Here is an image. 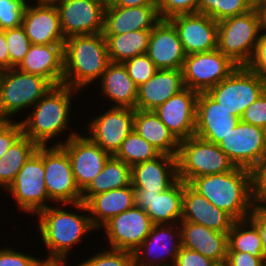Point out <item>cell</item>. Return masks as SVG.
Masks as SVG:
<instances>
[{
	"instance_id": "6da1fadb",
	"label": "cell",
	"mask_w": 266,
	"mask_h": 266,
	"mask_svg": "<svg viewBox=\"0 0 266 266\" xmlns=\"http://www.w3.org/2000/svg\"><path fill=\"white\" fill-rule=\"evenodd\" d=\"M79 93L80 91L63 84L53 86L28 111L29 115L26 114L27 117L23 116L20 120L23 134L38 146H61L78 134L82 130L74 129L73 125L71 126L73 124L71 119L72 115H75L72 109V104L76 100L74 96L80 97ZM62 135L66 138L62 139Z\"/></svg>"
},
{
	"instance_id": "7a4b0ae2",
	"label": "cell",
	"mask_w": 266,
	"mask_h": 266,
	"mask_svg": "<svg viewBox=\"0 0 266 266\" xmlns=\"http://www.w3.org/2000/svg\"><path fill=\"white\" fill-rule=\"evenodd\" d=\"M35 217L38 235L50 257H69L90 233L97 232L83 202L52 204Z\"/></svg>"
},
{
	"instance_id": "3957f363",
	"label": "cell",
	"mask_w": 266,
	"mask_h": 266,
	"mask_svg": "<svg viewBox=\"0 0 266 266\" xmlns=\"http://www.w3.org/2000/svg\"><path fill=\"white\" fill-rule=\"evenodd\" d=\"M63 85L85 92L98 83L110 63L103 33L74 35L65 39L63 46Z\"/></svg>"
},
{
	"instance_id": "277c9868",
	"label": "cell",
	"mask_w": 266,
	"mask_h": 266,
	"mask_svg": "<svg viewBox=\"0 0 266 266\" xmlns=\"http://www.w3.org/2000/svg\"><path fill=\"white\" fill-rule=\"evenodd\" d=\"M189 184L236 221L248 219L255 205L253 171L246 168L236 167L229 172L201 176Z\"/></svg>"
},
{
	"instance_id": "5b68a950",
	"label": "cell",
	"mask_w": 266,
	"mask_h": 266,
	"mask_svg": "<svg viewBox=\"0 0 266 266\" xmlns=\"http://www.w3.org/2000/svg\"><path fill=\"white\" fill-rule=\"evenodd\" d=\"M52 87L47 79L17 68L0 71V118L16 121V117L20 118L24 111L28 113L27 109H31Z\"/></svg>"
},
{
	"instance_id": "8992f818",
	"label": "cell",
	"mask_w": 266,
	"mask_h": 266,
	"mask_svg": "<svg viewBox=\"0 0 266 266\" xmlns=\"http://www.w3.org/2000/svg\"><path fill=\"white\" fill-rule=\"evenodd\" d=\"M176 157L178 179L185 183L201 176L229 172L236 168L218 144L195 135L180 141Z\"/></svg>"
},
{
	"instance_id": "52a82bcc",
	"label": "cell",
	"mask_w": 266,
	"mask_h": 266,
	"mask_svg": "<svg viewBox=\"0 0 266 266\" xmlns=\"http://www.w3.org/2000/svg\"><path fill=\"white\" fill-rule=\"evenodd\" d=\"M262 31L258 9L218 22V50L238 66L251 60Z\"/></svg>"
},
{
	"instance_id": "ba28073f",
	"label": "cell",
	"mask_w": 266,
	"mask_h": 266,
	"mask_svg": "<svg viewBox=\"0 0 266 266\" xmlns=\"http://www.w3.org/2000/svg\"><path fill=\"white\" fill-rule=\"evenodd\" d=\"M44 174V146H39L6 190V194L13 198L21 213H29L30 217H34L55 204L48 196Z\"/></svg>"
},
{
	"instance_id": "9c48e42d",
	"label": "cell",
	"mask_w": 266,
	"mask_h": 266,
	"mask_svg": "<svg viewBox=\"0 0 266 266\" xmlns=\"http://www.w3.org/2000/svg\"><path fill=\"white\" fill-rule=\"evenodd\" d=\"M266 90V79L238 66L226 79L206 93L231 114L241 118L243 112Z\"/></svg>"
},
{
	"instance_id": "30bf717a",
	"label": "cell",
	"mask_w": 266,
	"mask_h": 266,
	"mask_svg": "<svg viewBox=\"0 0 266 266\" xmlns=\"http://www.w3.org/2000/svg\"><path fill=\"white\" fill-rule=\"evenodd\" d=\"M238 67L218 49L186 56L182 75L186 88L198 93L209 89L226 79Z\"/></svg>"
},
{
	"instance_id": "8fae6325",
	"label": "cell",
	"mask_w": 266,
	"mask_h": 266,
	"mask_svg": "<svg viewBox=\"0 0 266 266\" xmlns=\"http://www.w3.org/2000/svg\"><path fill=\"white\" fill-rule=\"evenodd\" d=\"M104 109L101 114L86 118L89 122L82 131L105 152L115 155L133 130L135 109L110 106Z\"/></svg>"
},
{
	"instance_id": "7c38bea8",
	"label": "cell",
	"mask_w": 266,
	"mask_h": 266,
	"mask_svg": "<svg viewBox=\"0 0 266 266\" xmlns=\"http://www.w3.org/2000/svg\"><path fill=\"white\" fill-rule=\"evenodd\" d=\"M218 146L236 167L253 171L266 156V129L240 121Z\"/></svg>"
},
{
	"instance_id": "4fadbf2b",
	"label": "cell",
	"mask_w": 266,
	"mask_h": 266,
	"mask_svg": "<svg viewBox=\"0 0 266 266\" xmlns=\"http://www.w3.org/2000/svg\"><path fill=\"white\" fill-rule=\"evenodd\" d=\"M44 169L47 193L55 204L81 202L69 155L61 146H44Z\"/></svg>"
},
{
	"instance_id": "5bb4252c",
	"label": "cell",
	"mask_w": 266,
	"mask_h": 266,
	"mask_svg": "<svg viewBox=\"0 0 266 266\" xmlns=\"http://www.w3.org/2000/svg\"><path fill=\"white\" fill-rule=\"evenodd\" d=\"M152 226L146 211L134 206L110 219L99 231L107 240L108 248L133 253L149 235Z\"/></svg>"
},
{
	"instance_id": "9a60e30c",
	"label": "cell",
	"mask_w": 266,
	"mask_h": 266,
	"mask_svg": "<svg viewBox=\"0 0 266 266\" xmlns=\"http://www.w3.org/2000/svg\"><path fill=\"white\" fill-rule=\"evenodd\" d=\"M181 246L179 224H153L149 235L133 252L135 266H174Z\"/></svg>"
},
{
	"instance_id": "2e32d148",
	"label": "cell",
	"mask_w": 266,
	"mask_h": 266,
	"mask_svg": "<svg viewBox=\"0 0 266 266\" xmlns=\"http://www.w3.org/2000/svg\"><path fill=\"white\" fill-rule=\"evenodd\" d=\"M56 7L65 38L103 33L106 6L102 0H62Z\"/></svg>"
},
{
	"instance_id": "e0dca14e",
	"label": "cell",
	"mask_w": 266,
	"mask_h": 266,
	"mask_svg": "<svg viewBox=\"0 0 266 266\" xmlns=\"http://www.w3.org/2000/svg\"><path fill=\"white\" fill-rule=\"evenodd\" d=\"M61 147L69 155L74 179L81 191L102 171L111 156L81 131Z\"/></svg>"
},
{
	"instance_id": "ac0fdd59",
	"label": "cell",
	"mask_w": 266,
	"mask_h": 266,
	"mask_svg": "<svg viewBox=\"0 0 266 266\" xmlns=\"http://www.w3.org/2000/svg\"><path fill=\"white\" fill-rule=\"evenodd\" d=\"M169 21L176 28L186 55L218 48V22L201 13L181 14Z\"/></svg>"
},
{
	"instance_id": "d6986e66",
	"label": "cell",
	"mask_w": 266,
	"mask_h": 266,
	"mask_svg": "<svg viewBox=\"0 0 266 266\" xmlns=\"http://www.w3.org/2000/svg\"><path fill=\"white\" fill-rule=\"evenodd\" d=\"M184 181L178 179L162 192L135 189V206L145 210L153 224H179L182 220Z\"/></svg>"
},
{
	"instance_id": "ffe728a7",
	"label": "cell",
	"mask_w": 266,
	"mask_h": 266,
	"mask_svg": "<svg viewBox=\"0 0 266 266\" xmlns=\"http://www.w3.org/2000/svg\"><path fill=\"white\" fill-rule=\"evenodd\" d=\"M198 94L185 88L154 110L179 142L195 135Z\"/></svg>"
},
{
	"instance_id": "44dd1931",
	"label": "cell",
	"mask_w": 266,
	"mask_h": 266,
	"mask_svg": "<svg viewBox=\"0 0 266 266\" xmlns=\"http://www.w3.org/2000/svg\"><path fill=\"white\" fill-rule=\"evenodd\" d=\"M240 121L206 92L198 94L195 136L218 144Z\"/></svg>"
},
{
	"instance_id": "7402d4cb",
	"label": "cell",
	"mask_w": 266,
	"mask_h": 266,
	"mask_svg": "<svg viewBox=\"0 0 266 266\" xmlns=\"http://www.w3.org/2000/svg\"><path fill=\"white\" fill-rule=\"evenodd\" d=\"M21 26L31 44H64L66 39L61 29L56 6L27 3Z\"/></svg>"
},
{
	"instance_id": "603a6c76",
	"label": "cell",
	"mask_w": 266,
	"mask_h": 266,
	"mask_svg": "<svg viewBox=\"0 0 266 266\" xmlns=\"http://www.w3.org/2000/svg\"><path fill=\"white\" fill-rule=\"evenodd\" d=\"M146 54L157 69H182L187 56L178 32L169 20H160L151 29Z\"/></svg>"
},
{
	"instance_id": "cb8c5ba5",
	"label": "cell",
	"mask_w": 266,
	"mask_h": 266,
	"mask_svg": "<svg viewBox=\"0 0 266 266\" xmlns=\"http://www.w3.org/2000/svg\"><path fill=\"white\" fill-rule=\"evenodd\" d=\"M178 180L177 157L160 154L158 157L131 167L134 189L162 192Z\"/></svg>"
},
{
	"instance_id": "d4e9b609",
	"label": "cell",
	"mask_w": 266,
	"mask_h": 266,
	"mask_svg": "<svg viewBox=\"0 0 266 266\" xmlns=\"http://www.w3.org/2000/svg\"><path fill=\"white\" fill-rule=\"evenodd\" d=\"M182 220L227 233L236 221L222 209L215 207L189 183L184 182Z\"/></svg>"
},
{
	"instance_id": "484cf974",
	"label": "cell",
	"mask_w": 266,
	"mask_h": 266,
	"mask_svg": "<svg viewBox=\"0 0 266 266\" xmlns=\"http://www.w3.org/2000/svg\"><path fill=\"white\" fill-rule=\"evenodd\" d=\"M64 44H31L26 56L16 67L22 72L41 76L53 86L63 84Z\"/></svg>"
},
{
	"instance_id": "4316f807",
	"label": "cell",
	"mask_w": 266,
	"mask_h": 266,
	"mask_svg": "<svg viewBox=\"0 0 266 266\" xmlns=\"http://www.w3.org/2000/svg\"><path fill=\"white\" fill-rule=\"evenodd\" d=\"M160 20L158 7H117L112 4L105 7L103 35L152 29Z\"/></svg>"
},
{
	"instance_id": "83f0119b",
	"label": "cell",
	"mask_w": 266,
	"mask_h": 266,
	"mask_svg": "<svg viewBox=\"0 0 266 266\" xmlns=\"http://www.w3.org/2000/svg\"><path fill=\"white\" fill-rule=\"evenodd\" d=\"M185 88L182 69H158L138 87L136 109L155 110Z\"/></svg>"
},
{
	"instance_id": "f1b7e54d",
	"label": "cell",
	"mask_w": 266,
	"mask_h": 266,
	"mask_svg": "<svg viewBox=\"0 0 266 266\" xmlns=\"http://www.w3.org/2000/svg\"><path fill=\"white\" fill-rule=\"evenodd\" d=\"M182 247L199 252L224 266L228 252V236L203 225L181 220Z\"/></svg>"
},
{
	"instance_id": "f546056e",
	"label": "cell",
	"mask_w": 266,
	"mask_h": 266,
	"mask_svg": "<svg viewBox=\"0 0 266 266\" xmlns=\"http://www.w3.org/2000/svg\"><path fill=\"white\" fill-rule=\"evenodd\" d=\"M95 84L99 86L97 90L100 92L99 98L102 96L101 101L106 98L105 102H110L108 104L110 107L136 109L138 87L127 73L123 63L110 62L98 83Z\"/></svg>"
},
{
	"instance_id": "4dcf8cb0",
	"label": "cell",
	"mask_w": 266,
	"mask_h": 266,
	"mask_svg": "<svg viewBox=\"0 0 266 266\" xmlns=\"http://www.w3.org/2000/svg\"><path fill=\"white\" fill-rule=\"evenodd\" d=\"M134 190L131 184L91 196L85 202L92 225L98 232L110 219L135 206Z\"/></svg>"
},
{
	"instance_id": "1f68e13d",
	"label": "cell",
	"mask_w": 266,
	"mask_h": 266,
	"mask_svg": "<svg viewBox=\"0 0 266 266\" xmlns=\"http://www.w3.org/2000/svg\"><path fill=\"white\" fill-rule=\"evenodd\" d=\"M133 129L161 154L177 156L180 142L154 110L135 109Z\"/></svg>"
},
{
	"instance_id": "d6a6232c",
	"label": "cell",
	"mask_w": 266,
	"mask_h": 266,
	"mask_svg": "<svg viewBox=\"0 0 266 266\" xmlns=\"http://www.w3.org/2000/svg\"><path fill=\"white\" fill-rule=\"evenodd\" d=\"M131 185V166L111 155L102 171L81 191V202L91 196Z\"/></svg>"
},
{
	"instance_id": "836d02e7",
	"label": "cell",
	"mask_w": 266,
	"mask_h": 266,
	"mask_svg": "<svg viewBox=\"0 0 266 266\" xmlns=\"http://www.w3.org/2000/svg\"><path fill=\"white\" fill-rule=\"evenodd\" d=\"M151 29L104 35L110 62L123 63L135 56L147 53Z\"/></svg>"
},
{
	"instance_id": "e575fe53",
	"label": "cell",
	"mask_w": 266,
	"mask_h": 266,
	"mask_svg": "<svg viewBox=\"0 0 266 266\" xmlns=\"http://www.w3.org/2000/svg\"><path fill=\"white\" fill-rule=\"evenodd\" d=\"M39 146L22 134L0 158V187L4 191L13 183L19 170Z\"/></svg>"
},
{
	"instance_id": "d590c367",
	"label": "cell",
	"mask_w": 266,
	"mask_h": 266,
	"mask_svg": "<svg viewBox=\"0 0 266 266\" xmlns=\"http://www.w3.org/2000/svg\"><path fill=\"white\" fill-rule=\"evenodd\" d=\"M227 236L228 252H245L265 258L259 230L249 219L235 221Z\"/></svg>"
},
{
	"instance_id": "8d00e7d4",
	"label": "cell",
	"mask_w": 266,
	"mask_h": 266,
	"mask_svg": "<svg viewBox=\"0 0 266 266\" xmlns=\"http://www.w3.org/2000/svg\"><path fill=\"white\" fill-rule=\"evenodd\" d=\"M160 154L154 146L133 129L114 156L132 167L137 163L152 160Z\"/></svg>"
},
{
	"instance_id": "74e56055",
	"label": "cell",
	"mask_w": 266,
	"mask_h": 266,
	"mask_svg": "<svg viewBox=\"0 0 266 266\" xmlns=\"http://www.w3.org/2000/svg\"><path fill=\"white\" fill-rule=\"evenodd\" d=\"M251 9L244 0H199L196 13L205 14L219 22L245 14Z\"/></svg>"
},
{
	"instance_id": "f35d334b",
	"label": "cell",
	"mask_w": 266,
	"mask_h": 266,
	"mask_svg": "<svg viewBox=\"0 0 266 266\" xmlns=\"http://www.w3.org/2000/svg\"><path fill=\"white\" fill-rule=\"evenodd\" d=\"M104 247L102 251L86 255L87 258L79 264L77 261L74 266H135L132 252Z\"/></svg>"
},
{
	"instance_id": "ab89813d",
	"label": "cell",
	"mask_w": 266,
	"mask_h": 266,
	"mask_svg": "<svg viewBox=\"0 0 266 266\" xmlns=\"http://www.w3.org/2000/svg\"><path fill=\"white\" fill-rule=\"evenodd\" d=\"M5 38L10 57V69L16 68L26 56L31 42L22 26L5 30Z\"/></svg>"
},
{
	"instance_id": "60d3db41",
	"label": "cell",
	"mask_w": 266,
	"mask_h": 266,
	"mask_svg": "<svg viewBox=\"0 0 266 266\" xmlns=\"http://www.w3.org/2000/svg\"><path fill=\"white\" fill-rule=\"evenodd\" d=\"M123 64L137 87L147 82L158 70L146 53L135 56Z\"/></svg>"
},
{
	"instance_id": "b9f144b4",
	"label": "cell",
	"mask_w": 266,
	"mask_h": 266,
	"mask_svg": "<svg viewBox=\"0 0 266 266\" xmlns=\"http://www.w3.org/2000/svg\"><path fill=\"white\" fill-rule=\"evenodd\" d=\"M27 0H0V29L21 26Z\"/></svg>"
},
{
	"instance_id": "7bdbcfd3",
	"label": "cell",
	"mask_w": 266,
	"mask_h": 266,
	"mask_svg": "<svg viewBox=\"0 0 266 266\" xmlns=\"http://www.w3.org/2000/svg\"><path fill=\"white\" fill-rule=\"evenodd\" d=\"M199 0H159L158 14L161 20L181 14L196 13Z\"/></svg>"
},
{
	"instance_id": "ee69618b",
	"label": "cell",
	"mask_w": 266,
	"mask_h": 266,
	"mask_svg": "<svg viewBox=\"0 0 266 266\" xmlns=\"http://www.w3.org/2000/svg\"><path fill=\"white\" fill-rule=\"evenodd\" d=\"M241 121L266 129V90L242 114Z\"/></svg>"
},
{
	"instance_id": "f6af8a7d",
	"label": "cell",
	"mask_w": 266,
	"mask_h": 266,
	"mask_svg": "<svg viewBox=\"0 0 266 266\" xmlns=\"http://www.w3.org/2000/svg\"><path fill=\"white\" fill-rule=\"evenodd\" d=\"M12 246L0 247V266H33L37 260V256L32 253L16 251ZM27 253V254H26Z\"/></svg>"
},
{
	"instance_id": "bcb514c9",
	"label": "cell",
	"mask_w": 266,
	"mask_h": 266,
	"mask_svg": "<svg viewBox=\"0 0 266 266\" xmlns=\"http://www.w3.org/2000/svg\"><path fill=\"white\" fill-rule=\"evenodd\" d=\"M246 67L266 79V30L262 29L253 56Z\"/></svg>"
},
{
	"instance_id": "7dc6e473",
	"label": "cell",
	"mask_w": 266,
	"mask_h": 266,
	"mask_svg": "<svg viewBox=\"0 0 266 266\" xmlns=\"http://www.w3.org/2000/svg\"><path fill=\"white\" fill-rule=\"evenodd\" d=\"M23 134L21 122L6 120L0 126V158L7 152L11 145Z\"/></svg>"
},
{
	"instance_id": "c3c4849f",
	"label": "cell",
	"mask_w": 266,
	"mask_h": 266,
	"mask_svg": "<svg viewBox=\"0 0 266 266\" xmlns=\"http://www.w3.org/2000/svg\"><path fill=\"white\" fill-rule=\"evenodd\" d=\"M174 266H219L212 259L197 251L182 247L176 257Z\"/></svg>"
},
{
	"instance_id": "681fc988",
	"label": "cell",
	"mask_w": 266,
	"mask_h": 266,
	"mask_svg": "<svg viewBox=\"0 0 266 266\" xmlns=\"http://www.w3.org/2000/svg\"><path fill=\"white\" fill-rule=\"evenodd\" d=\"M253 197L255 204L266 199V156L253 170Z\"/></svg>"
},
{
	"instance_id": "f907efd6",
	"label": "cell",
	"mask_w": 266,
	"mask_h": 266,
	"mask_svg": "<svg viewBox=\"0 0 266 266\" xmlns=\"http://www.w3.org/2000/svg\"><path fill=\"white\" fill-rule=\"evenodd\" d=\"M224 266H266V259L245 252H227Z\"/></svg>"
},
{
	"instance_id": "816d5d0a",
	"label": "cell",
	"mask_w": 266,
	"mask_h": 266,
	"mask_svg": "<svg viewBox=\"0 0 266 266\" xmlns=\"http://www.w3.org/2000/svg\"><path fill=\"white\" fill-rule=\"evenodd\" d=\"M248 219L259 230L262 240L264 257L266 259V210L260 204H255Z\"/></svg>"
},
{
	"instance_id": "f5cc1de1",
	"label": "cell",
	"mask_w": 266,
	"mask_h": 266,
	"mask_svg": "<svg viewBox=\"0 0 266 266\" xmlns=\"http://www.w3.org/2000/svg\"><path fill=\"white\" fill-rule=\"evenodd\" d=\"M44 257H38L33 266H71V263H73V261L70 262L68 257Z\"/></svg>"
},
{
	"instance_id": "db71d44e",
	"label": "cell",
	"mask_w": 266,
	"mask_h": 266,
	"mask_svg": "<svg viewBox=\"0 0 266 266\" xmlns=\"http://www.w3.org/2000/svg\"><path fill=\"white\" fill-rule=\"evenodd\" d=\"M10 69V57L7 49L5 30L0 29V71Z\"/></svg>"
},
{
	"instance_id": "11a10c76",
	"label": "cell",
	"mask_w": 266,
	"mask_h": 266,
	"mask_svg": "<svg viewBox=\"0 0 266 266\" xmlns=\"http://www.w3.org/2000/svg\"><path fill=\"white\" fill-rule=\"evenodd\" d=\"M114 5L117 7H158L159 0H117Z\"/></svg>"
},
{
	"instance_id": "9f6ffc18",
	"label": "cell",
	"mask_w": 266,
	"mask_h": 266,
	"mask_svg": "<svg viewBox=\"0 0 266 266\" xmlns=\"http://www.w3.org/2000/svg\"><path fill=\"white\" fill-rule=\"evenodd\" d=\"M31 1L33 0H27L28 3H32L35 5L57 6L62 0H34L35 2Z\"/></svg>"
},
{
	"instance_id": "6f0895ef",
	"label": "cell",
	"mask_w": 266,
	"mask_h": 266,
	"mask_svg": "<svg viewBox=\"0 0 266 266\" xmlns=\"http://www.w3.org/2000/svg\"><path fill=\"white\" fill-rule=\"evenodd\" d=\"M260 14L261 28L266 30V2L258 8Z\"/></svg>"
},
{
	"instance_id": "680465c9",
	"label": "cell",
	"mask_w": 266,
	"mask_h": 266,
	"mask_svg": "<svg viewBox=\"0 0 266 266\" xmlns=\"http://www.w3.org/2000/svg\"><path fill=\"white\" fill-rule=\"evenodd\" d=\"M265 2H266V0H251V8H252V9H258V8L261 7Z\"/></svg>"
},
{
	"instance_id": "91938a15",
	"label": "cell",
	"mask_w": 266,
	"mask_h": 266,
	"mask_svg": "<svg viewBox=\"0 0 266 266\" xmlns=\"http://www.w3.org/2000/svg\"><path fill=\"white\" fill-rule=\"evenodd\" d=\"M102 2L105 6H109V5L115 4L117 0H102Z\"/></svg>"
},
{
	"instance_id": "94428289",
	"label": "cell",
	"mask_w": 266,
	"mask_h": 266,
	"mask_svg": "<svg viewBox=\"0 0 266 266\" xmlns=\"http://www.w3.org/2000/svg\"><path fill=\"white\" fill-rule=\"evenodd\" d=\"M260 205L266 210V199Z\"/></svg>"
},
{
	"instance_id": "6125c7cd",
	"label": "cell",
	"mask_w": 266,
	"mask_h": 266,
	"mask_svg": "<svg viewBox=\"0 0 266 266\" xmlns=\"http://www.w3.org/2000/svg\"><path fill=\"white\" fill-rule=\"evenodd\" d=\"M6 120L3 118H0V126L5 122Z\"/></svg>"
},
{
	"instance_id": "be15d7a7",
	"label": "cell",
	"mask_w": 266,
	"mask_h": 266,
	"mask_svg": "<svg viewBox=\"0 0 266 266\" xmlns=\"http://www.w3.org/2000/svg\"><path fill=\"white\" fill-rule=\"evenodd\" d=\"M251 7V0H244Z\"/></svg>"
}]
</instances>
